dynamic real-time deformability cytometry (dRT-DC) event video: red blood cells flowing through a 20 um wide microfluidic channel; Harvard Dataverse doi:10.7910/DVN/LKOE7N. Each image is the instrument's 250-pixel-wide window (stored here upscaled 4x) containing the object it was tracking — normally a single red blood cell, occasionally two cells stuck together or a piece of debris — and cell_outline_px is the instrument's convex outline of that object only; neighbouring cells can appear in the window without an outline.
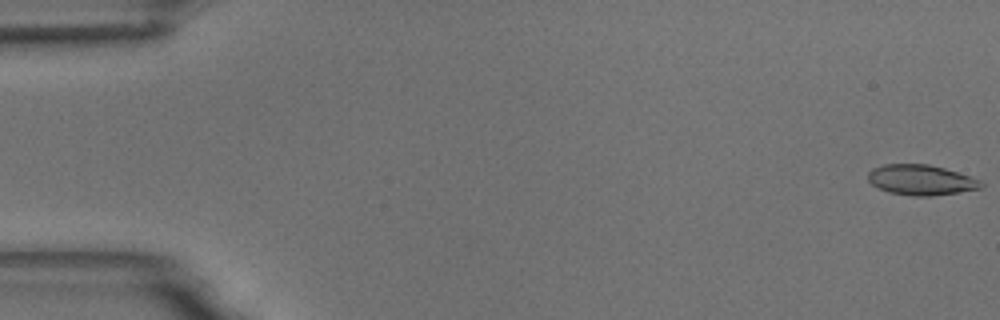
{"species": "common noctule bat (a hibernating species)", "species_latin": "Nyctalus noctula", "temperature_condition": "room temperature", "stored_images_in_passage": 51, "camera_frame_rate_fps": 3000, "um_per_image_px": 0.085, "animal": {"sex": "male", "body_mass_g": 18.8}, "frame": {"image": 1, "passage_image": 1, "time_ms": 0.0, "image_size_px": [1000, 320], "cell_outline_px": [[984, 184], [980, 188], [932, 196], [912, 196], [888, 192], [872, 184], [868, 180], [868, 172], [872, 168], [884, 164], [928, 164], [944, 168], [980, 180]], "centroid_in_image_um": [78.24, 15.29], "position_along_channel_um": 6.8, "area_um2": 19.77}}
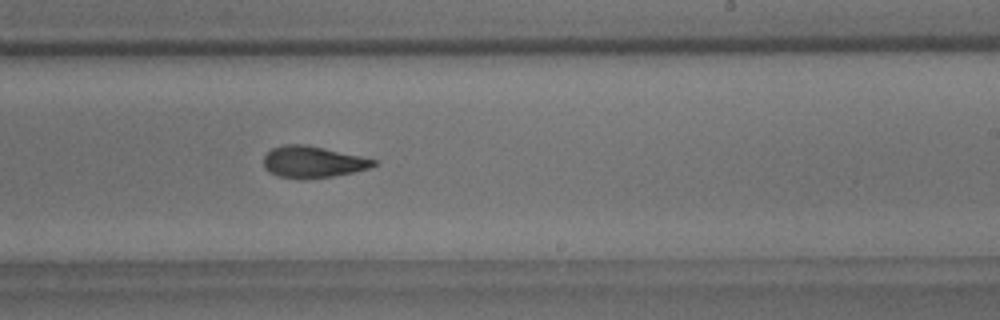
{"frame": {"image": 2, "passage_image": 34, "time_ms": 11.0, "image_size_px": [1000, 320], "cell_outline_px": [[376, 164], [368, 168], [352, 172], [332, 176], [300, 180], [280, 176], [268, 172], [264, 168], [264, 156], [272, 148], [284, 144], [304, 144], [324, 148], [360, 156], [376, 160]], "centroid_in_image_um": [26.53, 13.77], "position_along_channel_um": 262.5, "area_um2": 20.11}}
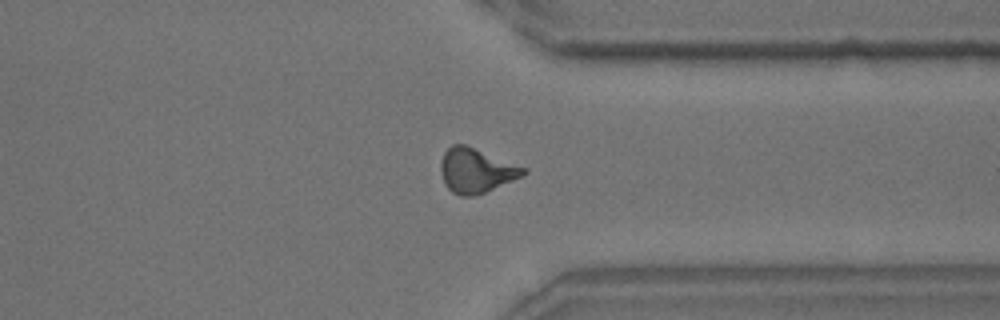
{"frame": {"image": 3, "passage_image": 43, "time_ms": 14.0, "image_size_px": [1000, 320], "cell_outline_px": [[528, 172], [512, 180], [484, 192], [472, 196], [460, 196], [452, 192], [444, 184], [440, 172], [440, 164], [444, 152], [452, 144], [464, 144], [528, 168]], "centroid_in_image_um": [40.44, 14.49], "position_along_channel_um": 371.0, "area_um2": 21.27}, "authors_computed_cell_mechanics": {"area_um2": 20.519, "velocity_mm_per_s": 3.671, "shape_relaxation_time_tau1_ms": 4.2377, "shape_relaxation_time_tau2_ms": 2.7594, "deformation_change_tau1": 0.1758, "deformation_change_tau2": 0.1084}}